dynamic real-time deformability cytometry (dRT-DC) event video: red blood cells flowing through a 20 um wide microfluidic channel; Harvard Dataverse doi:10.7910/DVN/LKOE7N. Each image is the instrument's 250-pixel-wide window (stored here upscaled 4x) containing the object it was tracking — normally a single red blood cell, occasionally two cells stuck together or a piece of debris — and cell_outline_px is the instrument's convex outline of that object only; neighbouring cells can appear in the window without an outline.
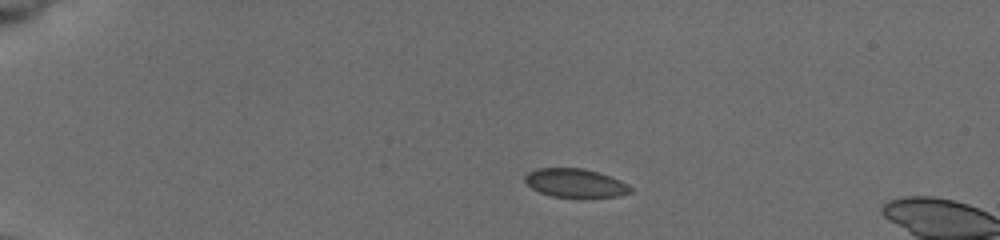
{"species": "common noctule bat (a hibernating species)", "species_latin": "Nyctalus noctula", "temperature_condition": "cold", "stored_images_in_passage": 14, "camera_frame_rate_fps": 3000, "um_per_image_px": 0.085, "animal": {"sex": "female", "body_mass_g": 19.5, "forearm_length_mm": 54.1}, "frame": {"image": 1, "passage_image": 8, "time_ms": 3.0, "image_size_px": [1000, 240], "cell_outline_px": [[632, 192], [620, 196], [584, 200], [580, 200], [552, 196], [540, 192], [532, 188], [524, 180], [524, 176], [528, 172], [536, 168], [584, 168], [620, 180], [628, 184], [632, 188]], "centroid_in_image_um": [48.93, 15.61], "position_along_channel_um": 36.1, "area_um2": 18.32}}